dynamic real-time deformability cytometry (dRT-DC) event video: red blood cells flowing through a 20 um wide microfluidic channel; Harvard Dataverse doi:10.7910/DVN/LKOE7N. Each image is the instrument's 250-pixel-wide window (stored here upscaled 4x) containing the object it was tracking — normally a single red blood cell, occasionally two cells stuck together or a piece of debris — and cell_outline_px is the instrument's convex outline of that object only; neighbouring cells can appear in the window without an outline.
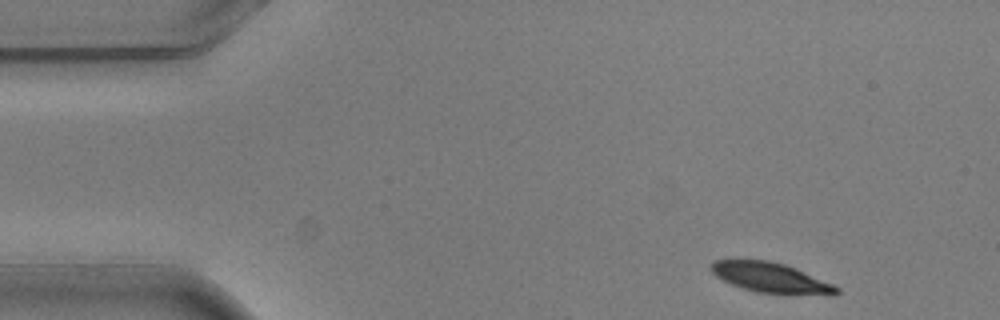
{"species": "common noctule bat (a hibernating species)", "species_latin": "Nyctalus noctula", "temperature_condition": "warm", "stored_images_in_passage": 3, "camera_frame_rate_fps": 3000, "um_per_image_px": 0.085, "animal": {"sex": "male", "body_mass_g": 20.5, "forearm_length_mm": 52.5}, "frame": {"image": 1, "passage_image": 1, "time_ms": 0.0, "image_size_px": [1000, 320], "cell_outline_px": [[840, 292], [836, 296], [832, 296], [756, 292], [740, 288], [716, 276], [712, 272], [708, 264], [716, 260], [768, 260], [784, 264], [796, 268], [832, 284], [840, 288]], "centroid_in_image_um": [65.55, 23.62], "position_along_channel_um": 19.4, "area_um2": 22.08}}
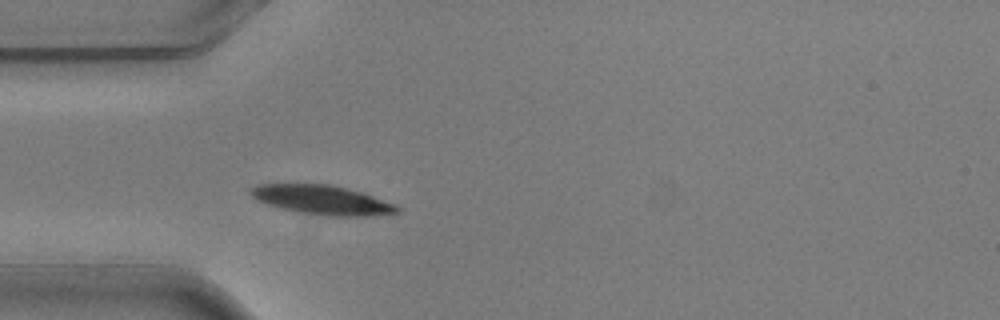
{"frame": {"image": 2, "passage_image": 3, "time_ms": 0.667, "image_size_px": [1000, 320], "cell_outline_px": [[400, 212], [368, 216], [324, 216], [296, 212], [268, 204], [256, 200], [248, 192], [252, 188], [260, 184], [328, 184], [348, 188], [364, 192], [396, 204], [400, 208]], "centroid_in_image_um": [27.42, 17.0], "position_along_channel_um": 57.6, "area_um2": 25.14}}